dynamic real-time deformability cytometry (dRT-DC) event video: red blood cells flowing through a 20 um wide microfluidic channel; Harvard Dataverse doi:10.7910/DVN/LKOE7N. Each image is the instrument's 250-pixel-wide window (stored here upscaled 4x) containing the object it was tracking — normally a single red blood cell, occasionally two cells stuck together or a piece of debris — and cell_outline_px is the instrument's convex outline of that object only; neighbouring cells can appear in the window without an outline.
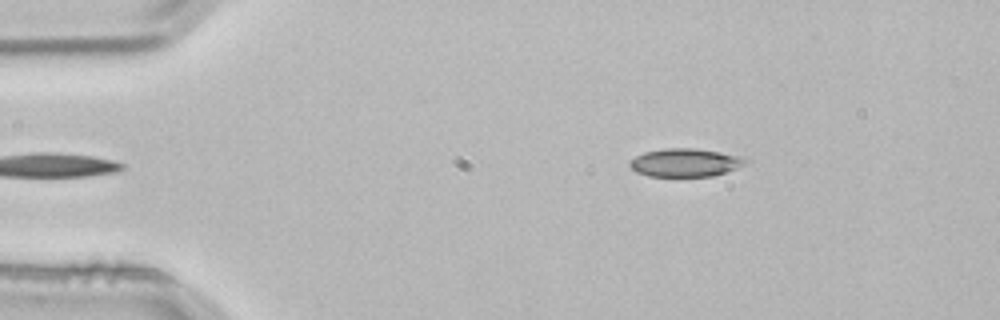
{"species": "common noctule bat (a hibernating species)", "species_latin": "Nyctalus noctula", "temperature_condition": "room temperature", "stored_images_in_passage": 2, "camera_frame_rate_fps": 3000, "um_per_image_px": 0.085, "animal": {"sex": "male", "body_mass_g": 21.5, "forearm_length_mm": 52.0}, "frame": {"image": 1, "passage_image": 2, "time_ms": 0.333, "image_size_px": [1000, 320], "cell_outline_px": [[748, 164], [712, 176], [648, 176], [636, 172], [628, 164], [628, 160], [644, 152], [664, 148], [696, 148], [744, 156], [748, 160]], "centroid_in_image_um": [58.25, 13.81], "position_along_channel_um": 26.8, "area_um2": 19.19}}